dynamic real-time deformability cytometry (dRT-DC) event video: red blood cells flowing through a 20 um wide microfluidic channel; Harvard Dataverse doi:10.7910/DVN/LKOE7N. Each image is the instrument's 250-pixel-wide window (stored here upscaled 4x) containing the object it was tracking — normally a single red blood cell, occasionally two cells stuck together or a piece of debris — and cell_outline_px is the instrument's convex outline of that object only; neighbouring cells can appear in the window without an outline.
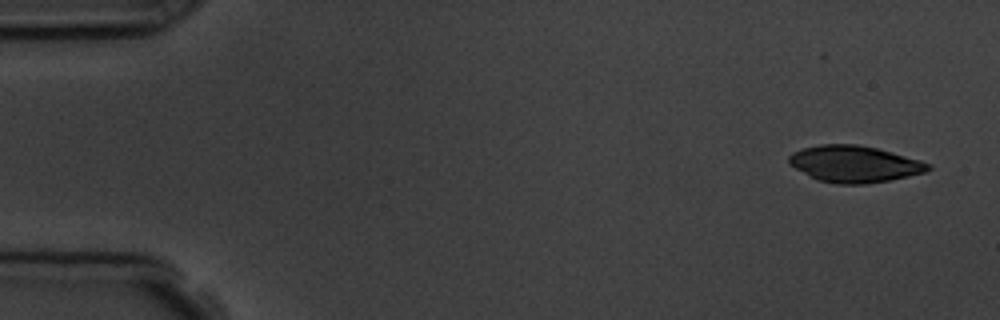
{"species": "common noctule bat (a hibernating species)", "species_latin": "Nyctalus noctula", "temperature_condition": "room temperature", "stored_images_in_passage": 6, "camera_frame_rate_fps": 3000, "um_per_image_px": 0.085, "animal": {"sex": "male", "body_mass_g": 19.5, "forearm_length_mm": 54.6}, "frame": {"image": 1, "passage_image": 1, "time_ms": 0.0, "image_size_px": [1000, 320], "cell_outline_px": [[932, 168], [924, 172], [908, 176], [888, 180], [864, 184], [836, 184], [816, 180], [788, 164], [788, 156], [792, 152], [804, 148], [820, 144], [856, 144], [876, 148], [892, 152], [920, 160], [932, 164]], "centroid_in_image_um": [72.6, 13.94], "position_along_channel_um": 12.4, "area_um2": 29.71}}